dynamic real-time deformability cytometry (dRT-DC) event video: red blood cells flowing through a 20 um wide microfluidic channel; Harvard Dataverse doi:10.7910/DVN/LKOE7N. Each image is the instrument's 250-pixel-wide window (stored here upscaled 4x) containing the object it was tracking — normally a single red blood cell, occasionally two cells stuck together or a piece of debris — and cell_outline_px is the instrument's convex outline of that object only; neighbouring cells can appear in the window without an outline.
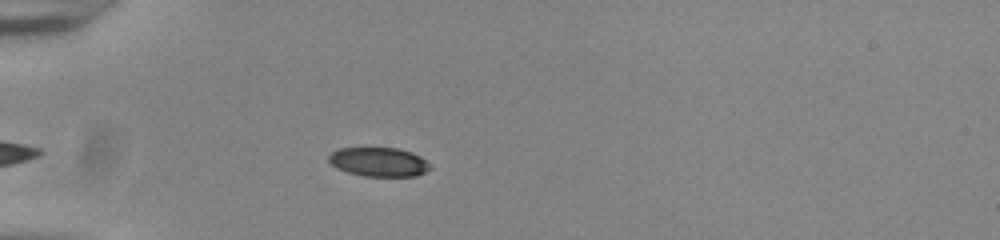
{"species": "common noctule bat (a hibernating species)", "species_latin": "Nyctalus noctula", "temperature_condition": "room temperature", "stored_images_in_passage": 37, "camera_frame_rate_fps": 3000, "um_per_image_px": 0.085, "animal": {"sex": "male", "body_mass_g": 20.0, "forearm_length_mm": 53.3}, "frame": {"image": 1, "passage_image": 8, "time_ms": 2.333, "image_size_px": [1000, 240], "cell_outline_px": [[432, 168], [416, 176], [364, 176], [348, 172], [336, 168], [328, 160], [328, 156], [332, 152], [340, 148], [396, 148], [412, 152], [420, 156]], "centroid_in_image_um": [32.18, 13.76], "position_along_channel_um": 52.8, "area_um2": 17.05}}
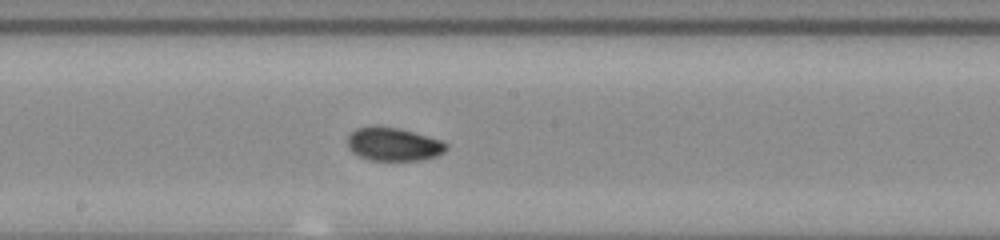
{"frame": {"image": 2, "passage_image": 22, "time_ms": 7.0, "image_size_px": [1000, 240], "cell_outline_px": [[448, 148], [444, 152], [436, 156], [420, 160], [368, 160], [352, 152], [348, 148], [348, 136], [356, 128], [380, 124], [400, 128], [444, 140], [448, 144]], "centroid_in_image_um": [33.47, 12.23], "position_along_channel_um": 214.7, "area_um2": 19.59}}
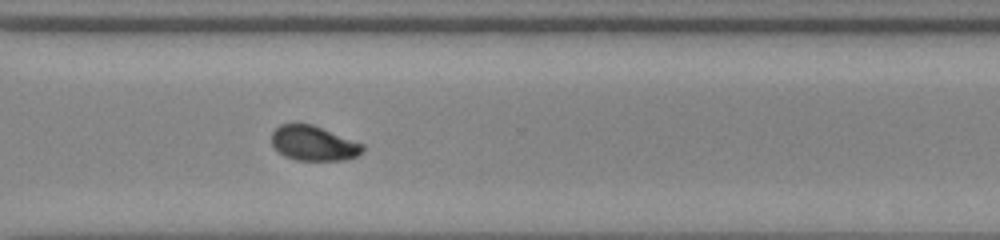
{"frame": {"image": 3, "passage_image": 32, "time_ms": 10.333, "image_size_px": [1000, 240], "cell_outline_px": [[364, 148], [356, 156], [344, 160], [296, 160], [284, 156], [272, 144], [272, 132], [280, 124], [296, 120], [312, 124], [364, 144]], "centroid_in_image_um": [26.61, 12.14], "position_along_channel_um": 344.0, "area_um2": 18.73}, "authors_computed_cell_mechanics": {"area_um2": 18.9006, "velocity_mm_per_s": 3.8755, "shape_relaxation_time_tau1_ms": 4.0616, "shape_relaxation_time_tau2_ms": 1.162, "deformation_change_tau1": 0.127, "deformation_change_tau2": 0.0443}}